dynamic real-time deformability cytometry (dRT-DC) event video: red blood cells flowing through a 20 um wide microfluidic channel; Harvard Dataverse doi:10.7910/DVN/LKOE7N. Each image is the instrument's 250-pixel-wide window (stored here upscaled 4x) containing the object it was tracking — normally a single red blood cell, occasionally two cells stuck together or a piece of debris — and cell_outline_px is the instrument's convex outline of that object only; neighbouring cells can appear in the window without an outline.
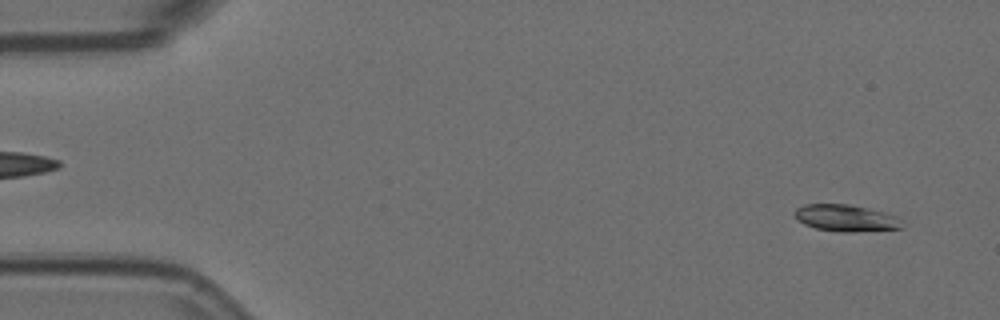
{"species": "Egyptian fruit bat (a non-hibernating species)", "species_latin": "Rousettus aegyptiacus", "temperature_condition": "room temperature", "stored_images_in_passage": 17, "camera_frame_rate_fps": 3000, "um_per_image_px": 0.085, "animal": {"sex": "female"}, "frame": {"image": 1, "passage_image": 3, "time_ms": 0.667, "image_size_px": [1000, 320], "cell_outline_px": [[904, 220], [900, 228], [844, 232], [840, 232], [816, 228], [804, 224], [796, 220], [792, 212], [796, 208], [804, 204], [848, 204], [868, 208], [884, 212], [896, 216]], "centroid_in_image_um": [71.85, 18.52], "position_along_channel_um": 13.2, "area_um2": 16.76}}
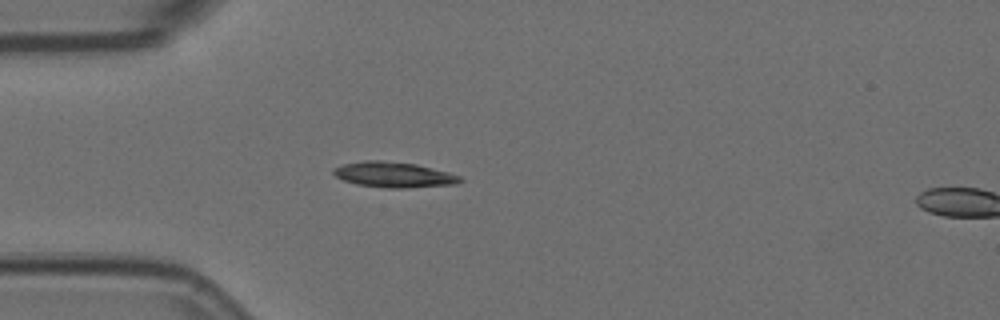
{"frame": {"image": 2, "passage_image": 15, "time_ms": 4.667, "image_size_px": [1000, 320], "cell_outline_px": [[464, 180], [456, 184], [404, 188], [384, 188], [356, 184], [344, 180], [336, 176], [332, 172], [332, 168], [344, 164], [364, 160], [380, 160], [416, 164], [448, 172], [460, 176]], "centroid_in_image_um": [33.46, 14.85], "position_along_channel_um": 51.5, "area_um2": 18.79}}